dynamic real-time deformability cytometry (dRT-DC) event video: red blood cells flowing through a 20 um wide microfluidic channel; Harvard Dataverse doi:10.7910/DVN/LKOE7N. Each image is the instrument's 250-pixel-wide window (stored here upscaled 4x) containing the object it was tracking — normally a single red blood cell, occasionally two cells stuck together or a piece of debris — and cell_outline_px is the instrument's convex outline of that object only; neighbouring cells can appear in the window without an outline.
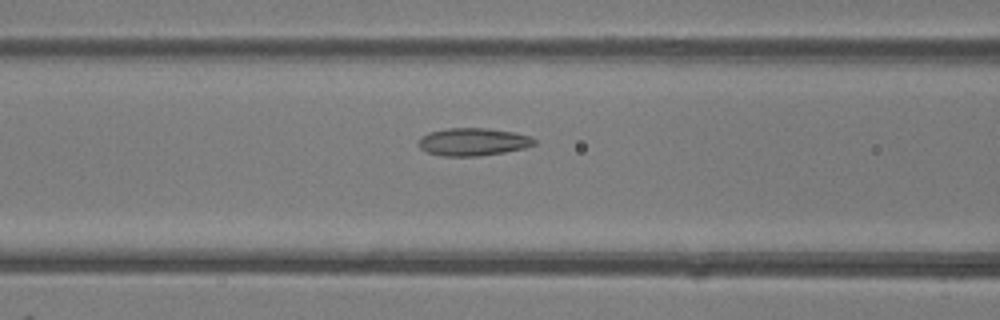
{"species": "common noctule bat (a hibernating species)", "species_latin": "Nyctalus noctula", "temperature_condition": "room temperature", "stored_images_in_passage": 34, "camera_frame_rate_fps": 3000, "um_per_image_px": 0.085, "animal": {"sex": "female"}, "frame": {"image": 1, "passage_image": 5, "time_ms": 1.333, "image_size_px": [1000, 320], "cell_outline_px": [[536, 144], [524, 148], [504, 152], [480, 156], [444, 156], [428, 152], [420, 148], [420, 140], [428, 132], [448, 128], [488, 128], [516, 132], [532, 136], [536, 140]], "centroid_in_image_um": [40.28, 12.05], "position_along_channel_um": 126.3, "area_um2": 18.67}}
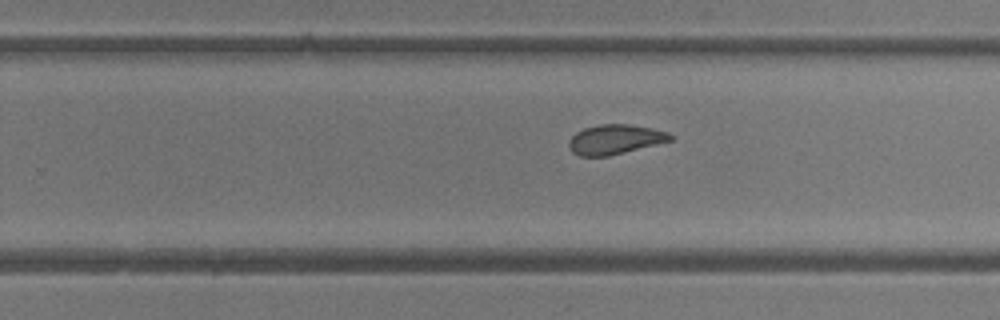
{"frame": {"image": 2, "passage_image": 16, "time_ms": 5.0, "image_size_px": [1000, 320], "cell_outline_px": [[672, 140], [608, 156], [580, 156], [572, 152], [568, 144], [568, 140], [576, 132], [584, 128], [600, 124], [628, 124], [652, 128], [668, 132], [672, 136]], "centroid_in_image_um": [52.25, 11.84], "position_along_channel_um": 277.6, "area_um2": 17.4}}
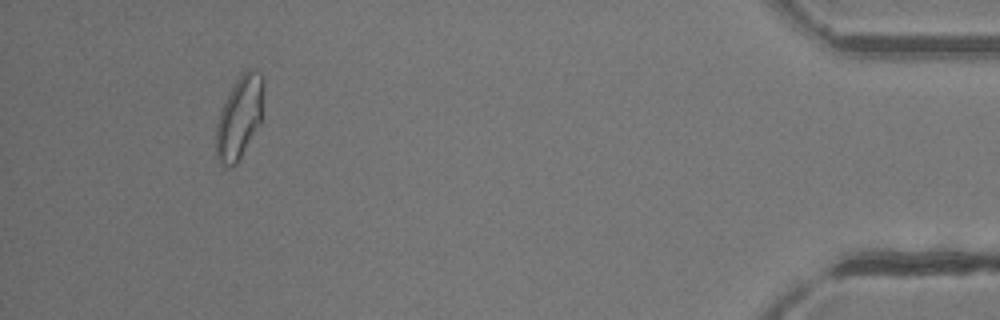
{"frame": {"image": 3, "passage_image": 31, "time_ms": 10.0, "image_size_px": [1000, 320], "cell_outline_px": [[264, 88], [260, 120], [236, 164], [232, 168], [228, 168], [216, 156], [216, 124], [220, 108], [224, 100], [236, 80], [248, 68], [252, 68], [260, 72], [264, 80]], "centroid_in_image_um": [20.33, 9.92], "position_along_channel_um": 414.9, "area_um2": 22.54}, "authors_computed_cell_mechanics": {"area_um2": 18.6694, "velocity_mm_per_s": 4.1345, "shape_relaxation_time_tau1_ms": null, "shape_relaxation_time_tau2_ms": 1.5675, "deformation_change_tau1": null, "deformation_change_tau2": 0.0757}}